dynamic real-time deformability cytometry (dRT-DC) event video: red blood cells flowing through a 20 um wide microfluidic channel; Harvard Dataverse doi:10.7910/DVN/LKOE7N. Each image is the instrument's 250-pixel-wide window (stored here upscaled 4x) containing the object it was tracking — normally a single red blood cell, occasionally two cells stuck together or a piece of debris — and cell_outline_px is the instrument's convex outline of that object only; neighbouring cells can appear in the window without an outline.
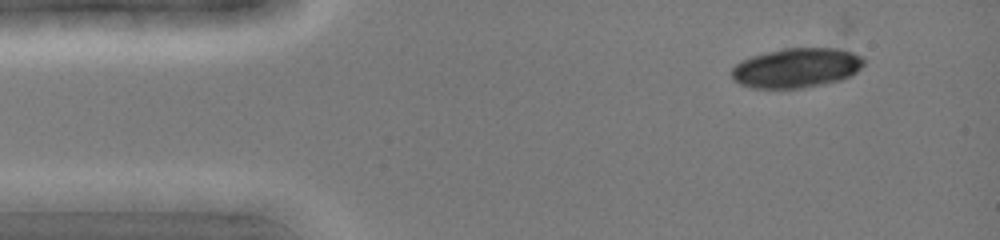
{"species": "common noctule bat (a hibernating species)", "species_latin": "Nyctalus noctula", "temperature_condition": "cold", "stored_images_in_passage": 3, "camera_frame_rate_fps": 3000, "um_per_image_px": 0.085, "animal": {"sex": "female", "body_mass_g": 19.0, "forearm_length_mm": 51.5}, "frame": {"image": 1, "passage_image": 1, "time_ms": 0.0, "image_size_px": [1000, 240], "cell_outline_px": [[864, 64], [856, 72], [840, 80], [824, 84], [804, 88], [752, 88], [740, 84], [732, 76], [732, 68], [740, 60], [752, 56], [784, 48], [836, 44], [860, 56], [864, 60]], "centroid_in_image_um": [67.77, 5.71], "position_along_channel_um": 17.2, "area_um2": 31.39}}